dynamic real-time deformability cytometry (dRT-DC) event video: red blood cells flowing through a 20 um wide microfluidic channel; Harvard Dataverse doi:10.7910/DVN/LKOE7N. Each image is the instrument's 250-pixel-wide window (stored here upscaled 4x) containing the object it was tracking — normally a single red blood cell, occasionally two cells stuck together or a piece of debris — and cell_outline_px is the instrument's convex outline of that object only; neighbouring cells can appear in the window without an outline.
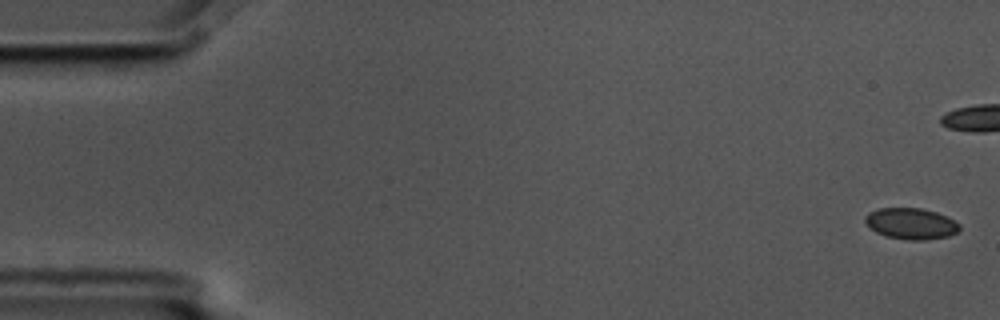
{"species": "common noctule bat (a hibernating species)", "species_latin": "Nyctalus noctula", "temperature_condition": "cold", "stored_images_in_passage": 5, "camera_frame_rate_fps": 3000, "um_per_image_px": 0.085, "animal": {"sex": "male", "body_mass_g": 17.5, "forearm_length_mm": 52.3}, "frame": {"image": 1, "passage_image": 1, "time_ms": 0.0, "image_size_px": [1000, 320], "cell_outline_px": [[960, 228], [956, 232], [948, 236], [924, 240], [908, 240], [884, 236], [876, 232], [864, 220], [864, 216], [868, 212], [880, 208], [920, 208], [936, 212], [960, 224]], "centroid_in_image_um": [77.41, 19.01], "position_along_channel_um": 7.6, "area_um2": 16.99}}